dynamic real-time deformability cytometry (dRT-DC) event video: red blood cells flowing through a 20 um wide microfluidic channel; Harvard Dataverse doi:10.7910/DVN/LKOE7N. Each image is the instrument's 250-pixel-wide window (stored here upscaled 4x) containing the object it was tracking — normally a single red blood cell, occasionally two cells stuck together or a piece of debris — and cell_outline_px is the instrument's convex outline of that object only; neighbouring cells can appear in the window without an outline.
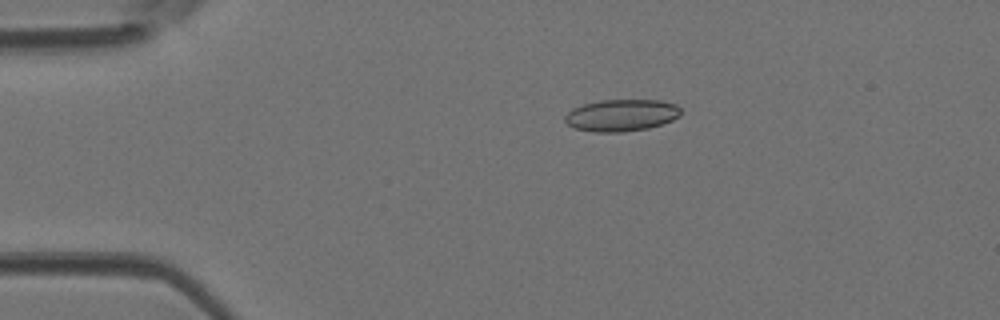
{"species": "Egyptian fruit bat (a non-hibernating species)", "species_latin": "Rousettus aegyptiacus", "temperature_condition": "room temperature", "stored_images_in_passage": 45, "camera_frame_rate_fps": 3000, "um_per_image_px": 0.085, "animal": {"sex": "female"}, "frame": {"image": 1, "passage_image": 8, "time_ms": 2.333, "image_size_px": [1000, 320], "cell_outline_px": [[680, 116], [672, 120], [648, 128], [620, 132], [596, 132], [576, 128], [568, 124], [564, 120], [564, 116], [572, 108], [584, 104], [600, 100], [660, 100], [676, 104], [680, 108]], "centroid_in_image_um": [52.82, 9.79], "position_along_channel_um": 32.2, "area_um2": 21.44}}
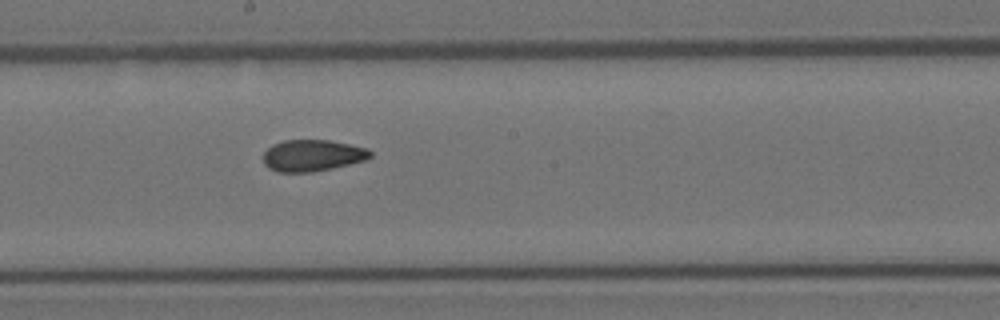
{"frame": {"image": 2, "passage_image": 24, "time_ms": 7.667, "image_size_px": [1000, 320], "cell_outline_px": [[372, 156], [368, 160], [332, 168], [312, 172], [276, 172], [268, 168], [264, 164], [264, 152], [272, 144], [284, 140], [328, 140], [368, 148], [372, 152]], "centroid_in_image_um": [26.57, 13.22], "position_along_channel_um": 221.6, "area_um2": 19.83}}
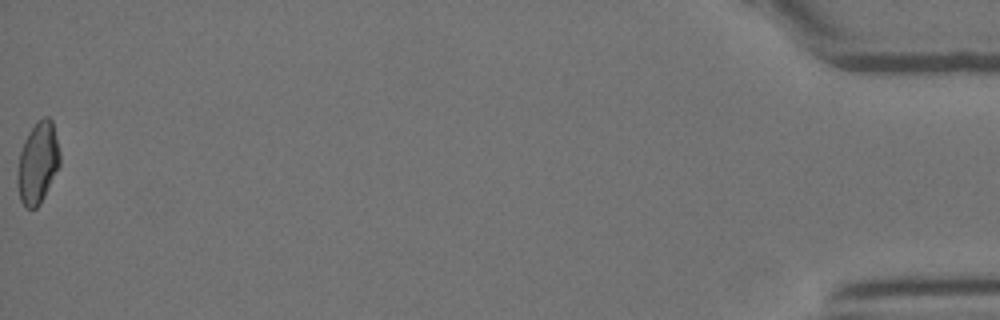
{"frame": {"image": 3, "passage_image": 45, "time_ms": 14.667, "image_size_px": [1000, 320], "cell_outline_px": [[60, 164], [40, 204], [36, 208], [24, 208], [20, 200], [16, 184], [16, 180], [20, 152], [24, 140], [28, 132], [44, 116], [48, 116], [52, 120], [60, 152]], "centroid_in_image_um": [3.2, 13.87], "position_along_channel_um": 432.0, "area_um2": 20.11}}